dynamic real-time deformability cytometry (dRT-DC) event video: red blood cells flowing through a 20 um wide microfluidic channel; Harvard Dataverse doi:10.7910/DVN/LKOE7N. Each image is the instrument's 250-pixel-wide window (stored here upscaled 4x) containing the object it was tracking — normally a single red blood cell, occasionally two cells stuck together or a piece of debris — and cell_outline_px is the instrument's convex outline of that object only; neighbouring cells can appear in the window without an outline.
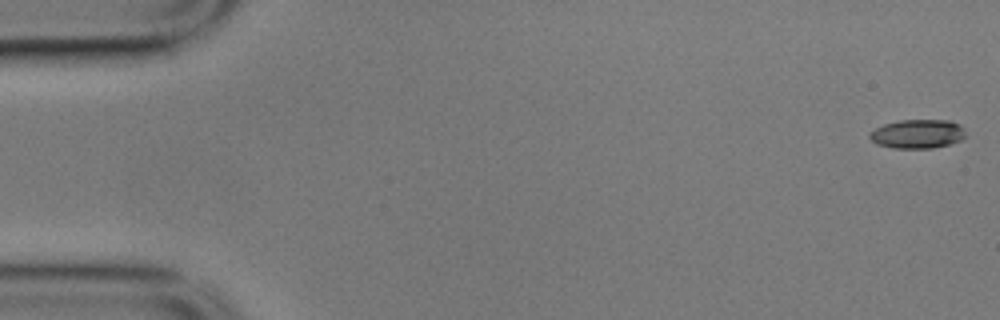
{"species": "common noctule bat (a hibernating species)", "species_latin": "Nyctalus noctula", "temperature_condition": "cold", "stored_images_in_passage": 57, "camera_frame_rate_fps": 3000, "um_per_image_px": 0.085, "animal": {"sex": "male", "body_mass_g": 17.9}, "frame": {"image": 1, "passage_image": 1, "time_ms": 0.0, "image_size_px": [1000, 320], "cell_outline_px": [[964, 136], [960, 140], [948, 144], [932, 148], [892, 148], [876, 144], [868, 136], [868, 132], [884, 124], [900, 120], [948, 120], [960, 124], [964, 128]], "centroid_in_image_um": [77.96, 11.38], "position_along_channel_um": 7.0, "area_um2": 16.18}}
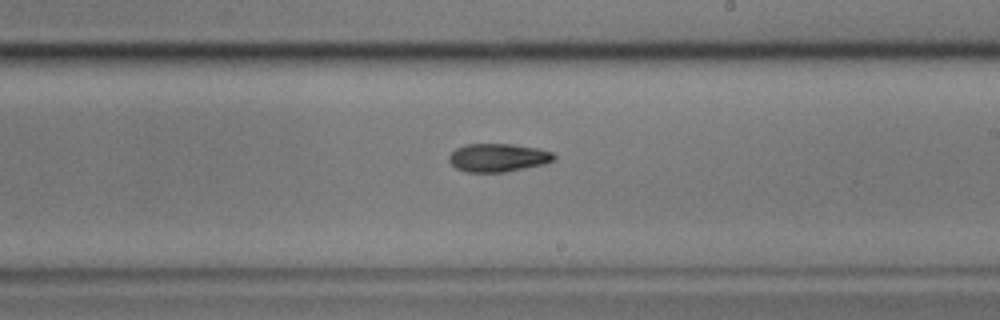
{"frame": {"image": 2, "passage_image": 33, "time_ms": 10.667, "image_size_px": [1000, 320], "cell_outline_px": [[556, 156], [552, 160], [544, 164], [504, 172], [468, 172], [456, 168], [448, 160], [448, 156], [456, 148], [464, 144], [512, 144], [536, 148], [552, 152]], "centroid_in_image_um": [42.3, 13.39], "position_along_channel_um": 246.7, "area_um2": 17.17}}
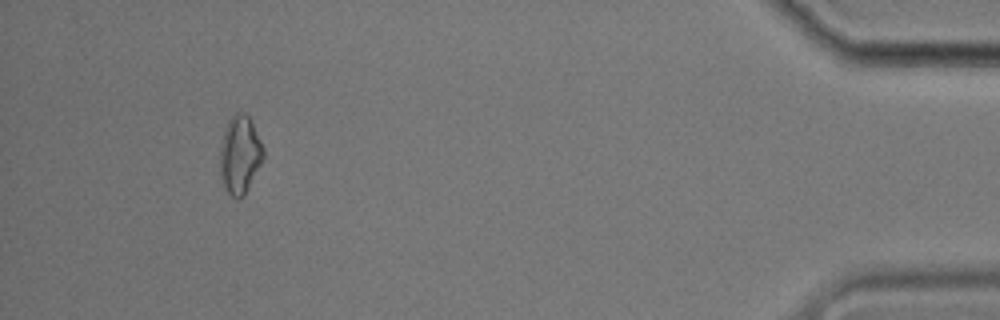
{"frame": {"image": 3, "passage_image": 53, "time_ms": 17.333, "image_size_px": [1000, 320], "cell_outline_px": [[264, 160], [244, 196], [236, 200], [224, 188], [220, 172], [220, 148], [224, 128], [228, 120], [236, 112], [244, 112], [248, 116], [264, 148]], "centroid_in_image_um": [20.39, 13.17], "position_along_channel_um": 414.8, "area_um2": 19.88}, "authors_computed_cell_mechanics": {"area_um2": 17.1666, "velocity_mm_per_s": 3.5137, "shape_relaxation_time_tau1_ms": null, "shape_relaxation_time_tau2_ms": 10.7268, "deformation_change_tau1": null, "deformation_change_tau2": 0.1578}}